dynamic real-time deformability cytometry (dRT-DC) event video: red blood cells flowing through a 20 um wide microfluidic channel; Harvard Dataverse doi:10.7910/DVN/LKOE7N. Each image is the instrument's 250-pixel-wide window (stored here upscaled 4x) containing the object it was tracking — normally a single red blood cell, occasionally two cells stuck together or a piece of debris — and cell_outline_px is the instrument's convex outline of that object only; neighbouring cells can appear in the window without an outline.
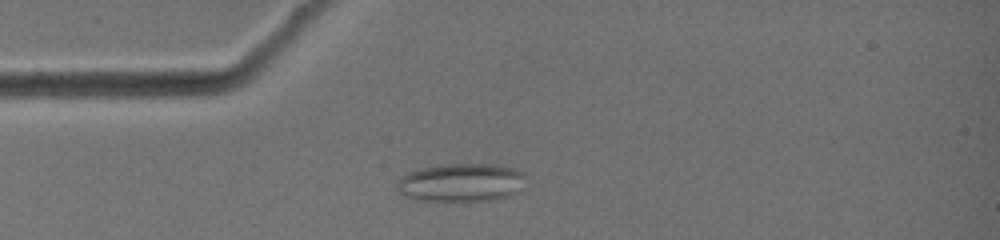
{"species": "common noctule bat (a hibernating species)", "species_latin": "Nyctalus noctula", "temperature_condition": "warm", "stored_images_in_passage": 7, "camera_frame_rate_fps": 3000, "um_per_image_px": 0.085, "animal": {"sex": "female", "body_mass_g": 19.0, "forearm_length_mm": 51.5}, "frame": {"image": 1, "passage_image": 6, "time_ms": 1.667, "image_size_px": [1000, 240], "cell_outline_px": [[524, 176], [520, 192], [508, 196], [488, 200], [412, 200], [404, 196], [396, 188], [396, 184], [408, 172], [436, 164], [504, 164], [524, 172]], "centroid_in_image_um": [39.21, 15.5], "position_along_channel_um": 45.8, "area_um2": 28.84}}